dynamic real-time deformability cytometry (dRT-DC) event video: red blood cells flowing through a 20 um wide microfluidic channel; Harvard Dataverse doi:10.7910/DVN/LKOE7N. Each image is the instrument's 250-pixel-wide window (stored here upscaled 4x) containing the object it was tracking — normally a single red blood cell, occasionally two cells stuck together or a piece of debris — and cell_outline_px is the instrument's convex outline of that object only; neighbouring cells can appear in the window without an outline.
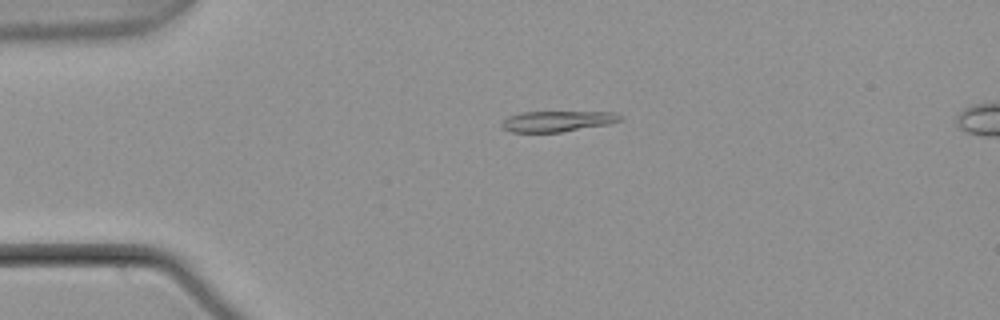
{"species": "common noctule bat (a hibernating species)", "species_latin": "Nyctalus noctula", "temperature_condition": "warm", "stored_images_in_passage": 5, "camera_frame_rate_fps": 3000, "um_per_image_px": 0.085, "animal": {"sex": "male", "body_mass_g": 21.5, "forearm_length_mm": 52.0}, "frame": {"image": 1, "passage_image": 3, "time_ms": 0.667, "image_size_px": [1000, 320], "cell_outline_px": [[624, 120], [608, 124], [560, 132], [512, 132], [504, 128], [500, 124], [508, 116], [520, 112], [616, 112], [624, 116]], "centroid_in_image_um": [47.42, 10.29], "position_along_channel_um": 37.6, "area_um2": 14.33}}